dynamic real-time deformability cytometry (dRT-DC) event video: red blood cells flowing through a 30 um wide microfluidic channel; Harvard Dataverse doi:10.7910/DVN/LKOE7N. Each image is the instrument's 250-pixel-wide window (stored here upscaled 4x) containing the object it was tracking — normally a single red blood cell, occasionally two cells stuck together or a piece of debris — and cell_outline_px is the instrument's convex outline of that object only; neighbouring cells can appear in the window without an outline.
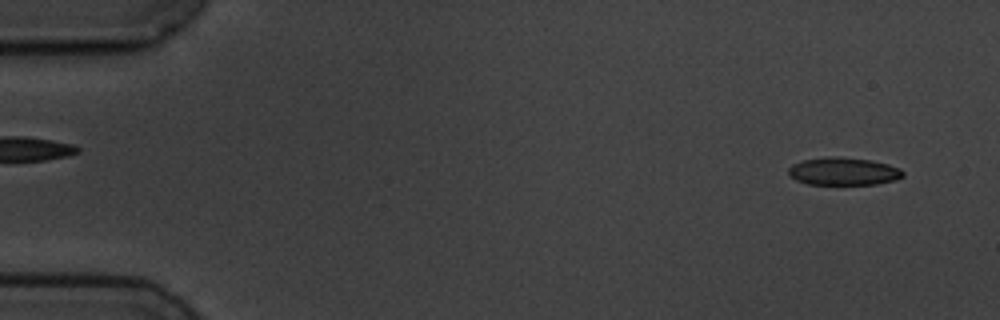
{"species": "common noctule bat (a hibernating species)", "species_latin": "Nyctalus noctula", "temperature_condition": "cold", "stored_images_in_passage": 2, "segment_of_instrument_passage": [2, 2], "camera_frame_rate_fps": 3000, "um_per_image_px": 0.085, "animal": {"sex": "male", "body_mass_g": 19.5, "forearm_length_mm": 54.6}, "frame": {"image": 1, "passage_image": 2, "time_ms": 2.333, "image_size_px": [1000, 320], "cell_outline_px": [[904, 176], [896, 180], [876, 184], [808, 184], [796, 180], [788, 176], [788, 168], [792, 164], [804, 160], [828, 156], [836, 156], [872, 160], [888, 164], [900, 168], [904, 172]], "centroid_in_image_um": [71.69, 14.56], "position_along_channel_um": 13.3, "area_um2": 18.67}}